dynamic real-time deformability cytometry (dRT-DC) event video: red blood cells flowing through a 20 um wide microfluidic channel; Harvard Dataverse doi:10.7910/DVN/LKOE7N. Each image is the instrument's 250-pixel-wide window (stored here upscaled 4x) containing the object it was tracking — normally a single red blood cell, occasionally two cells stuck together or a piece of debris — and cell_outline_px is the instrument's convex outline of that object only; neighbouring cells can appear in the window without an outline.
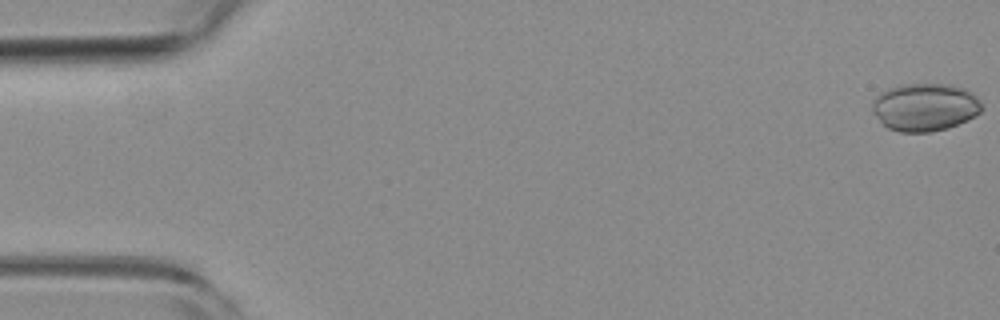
{"species": "common noctule bat (a hibernating species)", "species_latin": "Nyctalus noctula", "temperature_condition": "room temperature", "stored_images_in_passage": 27, "camera_frame_rate_fps": 3000, "um_per_image_px": 0.085, "animal": {"sex": "female", "body_mass_g": 19.3, "forearm_length_mm": 54.1}, "frame": {"image": 1, "passage_image": 1, "time_ms": 0.0, "image_size_px": [1000, 320], "cell_outline_px": [[984, 108], [980, 112], [968, 120], [948, 128], [932, 132], [900, 132], [888, 128], [872, 112], [872, 100], [880, 92], [888, 88], [900, 84], [948, 84], [964, 88], [972, 92], [980, 100]], "centroid_in_image_um": [78.63, 9.1], "position_along_channel_um": 6.4, "area_um2": 30.81}}
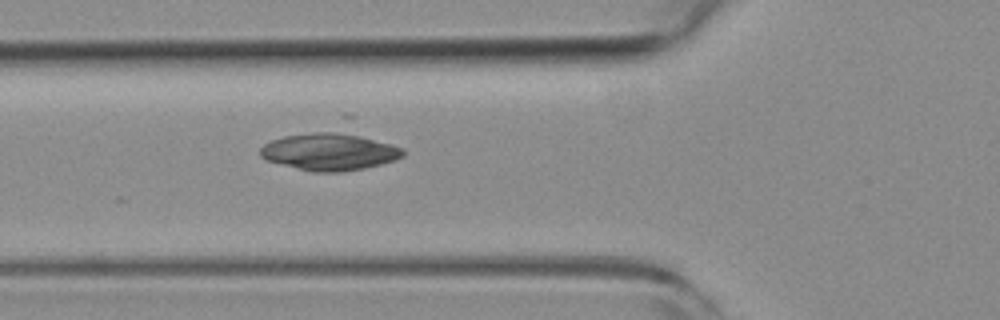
{"frame": {"image": 2, "passage_image": 20, "time_ms": 6.333, "image_size_px": [1000, 320], "cell_outline_px": [[404, 156], [380, 164], [364, 168], [344, 172], [312, 172], [264, 160], [260, 156], [260, 148], [264, 144], [272, 140], [284, 136], [312, 132], [352, 132], [392, 144], [404, 148]], "centroid_in_image_um": [28.01, 12.89], "position_along_channel_um": 97.8, "area_um2": 31.21}}
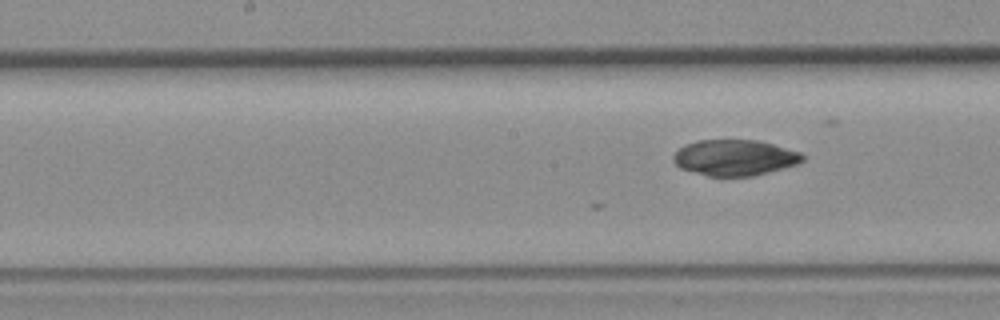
{"frame": {"image": 3, "passage_image": 27, "time_ms": 8.667, "image_size_px": [1000, 320], "cell_outline_px": [[804, 160], [796, 164], [784, 168], [756, 176], [708, 176], [680, 168], [672, 160], [672, 156], [684, 144], [696, 140], [756, 140], [772, 144], [800, 152], [804, 156]], "centroid_in_image_um": [62.43, 13.4], "position_along_channel_um": 185.8, "area_um2": 27.05}}